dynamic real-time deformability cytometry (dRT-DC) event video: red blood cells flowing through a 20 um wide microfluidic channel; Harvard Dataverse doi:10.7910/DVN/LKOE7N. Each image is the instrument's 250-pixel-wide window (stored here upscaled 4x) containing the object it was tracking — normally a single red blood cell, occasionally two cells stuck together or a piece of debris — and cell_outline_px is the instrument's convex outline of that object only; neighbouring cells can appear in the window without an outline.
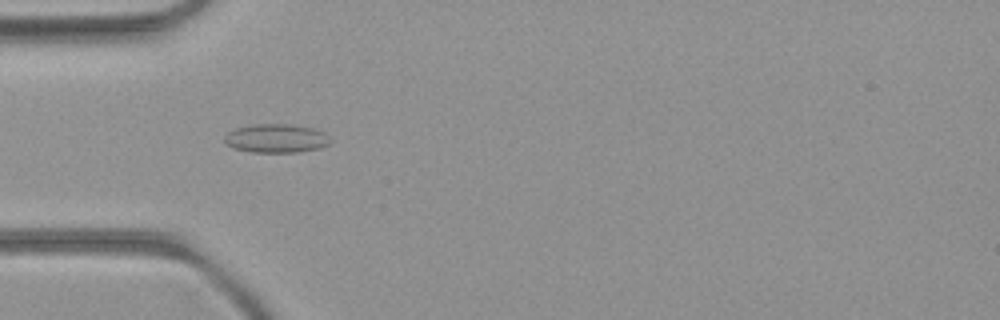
{"species": "common noctule bat (a hibernating species)", "species_latin": "Nyctalus noctula", "temperature_condition": "room temperature", "stored_images_in_passage": 7, "camera_frame_rate_fps": 3000, "um_per_image_px": 0.085, "animal": {"sex": "female", "body_mass_g": 21.9}, "frame": {"image": 1, "passage_image": 4, "time_ms": 1.0, "image_size_px": [1000, 320], "cell_outline_px": [[328, 144], [320, 148], [296, 152], [252, 152], [232, 148], [224, 140], [224, 136], [228, 132], [236, 128], [252, 124], [288, 124], [312, 128], [324, 132], [328, 136]], "centroid_in_image_um": [23.44, 11.76], "position_along_channel_um": 61.6, "area_um2": 17.57}}
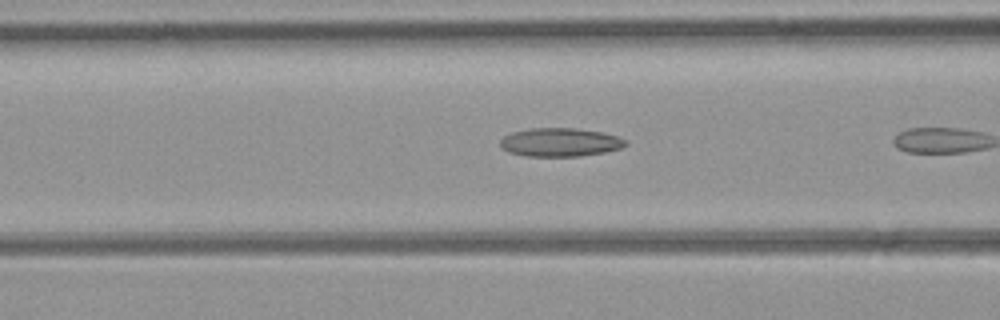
{"frame": {"image": 2, "passage_image": 6, "time_ms": 1.667, "image_size_px": [1000, 320], "cell_outline_px": [[628, 144], [624, 148], [604, 152], [580, 156], [524, 156], [508, 152], [500, 148], [500, 140], [504, 136], [512, 132], [532, 128], [576, 128], [604, 132], [628, 140]], "centroid_in_image_um": [47.63, 12.09], "position_along_channel_um": 119.0, "area_um2": 21.1}}